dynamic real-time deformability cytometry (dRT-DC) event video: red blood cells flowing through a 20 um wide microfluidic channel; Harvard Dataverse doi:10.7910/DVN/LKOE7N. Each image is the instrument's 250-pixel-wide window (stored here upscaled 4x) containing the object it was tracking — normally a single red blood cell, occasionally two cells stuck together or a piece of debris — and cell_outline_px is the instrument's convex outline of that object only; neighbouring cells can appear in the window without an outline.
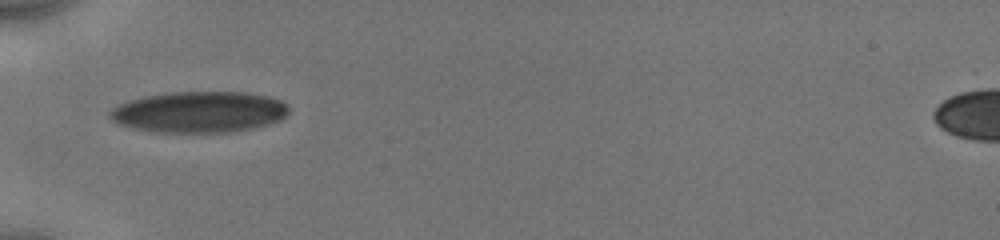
{"species": "human", "species_latin": "Homo sapiens", "temperature_condition": "cold", "stored_images_in_passage": 35, "camera_frame_rate_fps": 3000, "um_per_image_px": 0.085, "donor": {"sex": "male"}, "frame": {"image": 1, "passage_image": 1, "time_ms": 0.0, "image_size_px": [1000, 240], "cell_outline_px": [[288, 112], [280, 120], [268, 124], [252, 128], [228, 132], [160, 132], [132, 128], [120, 124], [112, 120], [108, 116], [108, 112], [112, 108], [128, 100], [144, 96], [168, 92], [244, 92], [268, 96], [280, 100], [288, 104]], "centroid_in_image_um": [16.91, 9.51], "position_along_channel_um": 68.1, "area_um2": 42.89}}
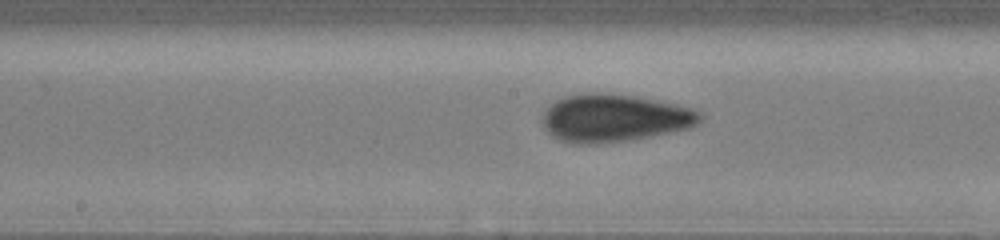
{"frame": {"image": 2, "passage_image": 11, "time_ms": 3.333, "image_size_px": [1000, 240], "cell_outline_px": [[704, 120], [692, 128], [628, 140], [596, 144], [572, 144], [560, 140], [552, 136], [548, 132], [544, 124], [544, 112], [556, 100], [564, 96], [584, 92], [608, 92], [636, 96], [676, 104], [692, 108], [700, 112], [704, 116]], "centroid_in_image_um": [52.26, 10.02], "position_along_channel_um": 195.9, "area_um2": 44.16}}
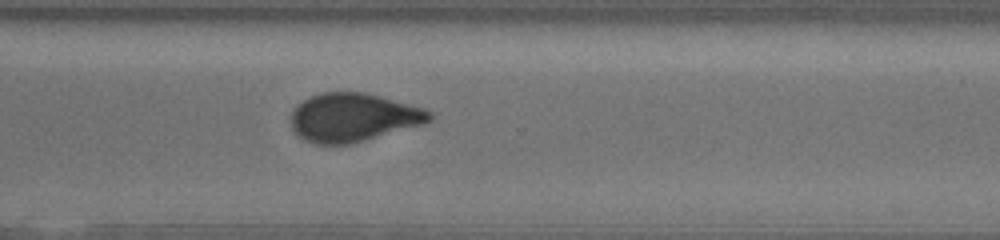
{"frame": {"image": 3, "passage_image": 34, "time_ms": 7.0, "image_size_px": [1000, 240], "cell_outline_px": [[432, 120], [420, 124], [364, 140], [348, 144], [312, 144], [304, 140], [292, 128], [292, 112], [296, 104], [320, 92], [364, 92], [380, 96], [424, 108], [432, 112]], "centroid_in_image_um": [29.99, 9.97], "position_along_channel_um": 340.6, "area_um2": 38.67}}